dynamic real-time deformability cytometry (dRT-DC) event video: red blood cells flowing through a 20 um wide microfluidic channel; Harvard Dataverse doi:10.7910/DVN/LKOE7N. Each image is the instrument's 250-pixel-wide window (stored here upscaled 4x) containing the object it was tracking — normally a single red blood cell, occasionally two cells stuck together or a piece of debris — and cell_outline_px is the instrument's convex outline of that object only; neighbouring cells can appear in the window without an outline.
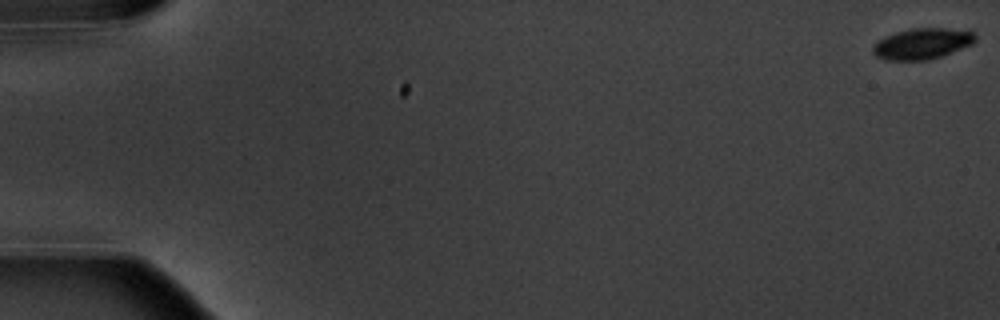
{"species": "common noctule bat (a hibernating species)", "species_latin": "Nyctalus noctula", "temperature_condition": "warm", "stored_images_in_passage": 5, "camera_frame_rate_fps": 3000, "um_per_image_px": 0.085, "animal": {"sex": "male", "body_mass_g": 20.1, "forearm_length_mm": 53.5}, "frame": {"image": 1, "passage_image": 1, "time_ms": 0.0, "image_size_px": [1000, 320], "cell_outline_px": [[976, 40], [972, 44], [940, 56], [928, 60], [884, 60], [876, 56], [872, 52], [872, 48], [880, 40], [896, 32], [912, 28], [944, 28], [976, 32]], "centroid_in_image_um": [78.4, 3.71], "position_along_channel_um": 6.6, "area_um2": 18.21}}
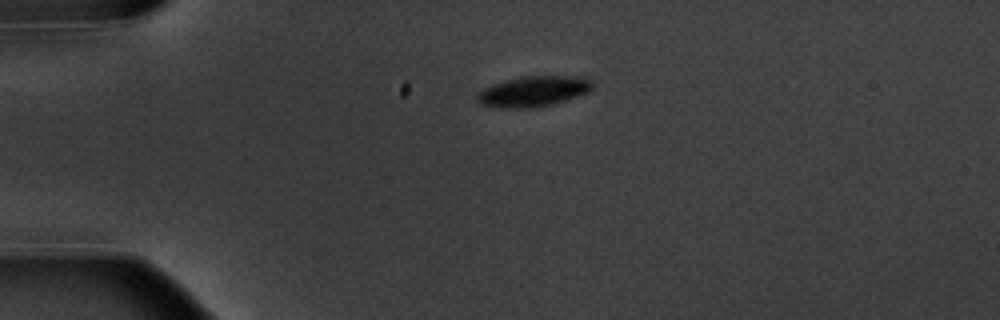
{"frame": {"image": 2, "passage_image": 5, "time_ms": 4.667, "image_size_px": [1000, 320], "cell_outline_px": [[592, 88], [588, 92], [552, 104], [532, 108], [508, 108], [480, 104], [476, 100], [476, 96], [484, 88], [492, 84], [520, 76], [588, 76], [592, 80]], "centroid_in_image_um": [45.36, 7.75], "position_along_channel_um": 39.6, "area_um2": 20.46}}